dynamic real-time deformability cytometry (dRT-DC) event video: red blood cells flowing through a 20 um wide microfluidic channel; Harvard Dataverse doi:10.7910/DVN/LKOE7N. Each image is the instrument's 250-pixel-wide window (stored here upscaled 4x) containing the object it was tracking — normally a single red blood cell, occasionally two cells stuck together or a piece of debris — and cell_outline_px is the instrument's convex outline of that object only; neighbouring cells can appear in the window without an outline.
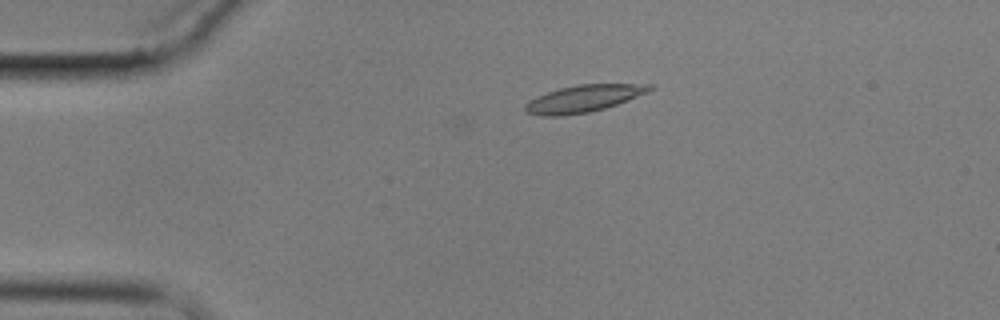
{"species": "common noctule bat (a hibernating species)", "species_latin": "Nyctalus noctula", "temperature_condition": "cold", "stored_images_in_passage": 6, "camera_frame_rate_fps": 3000, "um_per_image_px": 0.085, "animal": {"sex": "male", "body_mass_g": 17.9}, "frame": {"image": 1, "passage_image": 4, "time_ms": 3.667, "image_size_px": [1000, 320], "cell_outline_px": [[656, 88], [648, 92], [616, 104], [604, 108], [588, 112], [560, 116], [540, 116], [524, 112], [524, 104], [528, 100], [536, 96], [560, 88], [576, 84], [652, 84]], "centroid_in_image_um": [49.56, 8.38], "position_along_channel_um": 35.4, "area_um2": 19.65}}